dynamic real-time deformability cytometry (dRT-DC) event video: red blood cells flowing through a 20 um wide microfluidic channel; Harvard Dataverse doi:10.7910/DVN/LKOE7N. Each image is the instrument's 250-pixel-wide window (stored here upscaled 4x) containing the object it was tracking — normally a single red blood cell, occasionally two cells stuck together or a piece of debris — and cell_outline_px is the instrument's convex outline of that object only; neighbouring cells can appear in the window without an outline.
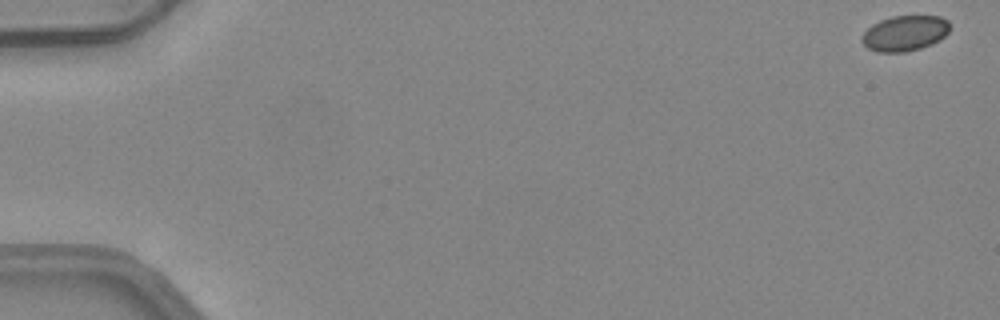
{"species": "common noctule bat (a hibernating species)", "species_latin": "Nyctalus noctula", "temperature_condition": "warm", "stored_images_in_passage": 51, "camera_frame_rate_fps": 3000, "um_per_image_px": 0.085, "animal": {"sex": "female", "body_mass_g": 24.6, "forearm_length_mm": 56.2}, "frame": {"image": 1, "passage_image": 1, "time_ms": 0.0, "image_size_px": [1000, 320], "cell_outline_px": [[948, 32], [940, 40], [932, 44], [920, 48], [904, 52], [876, 52], [868, 48], [860, 40], [860, 36], [872, 24], [880, 20], [892, 16], [940, 16], [948, 20]], "centroid_in_image_um": [76.88, 2.83], "position_along_channel_um": 8.1, "area_um2": 18.21}}
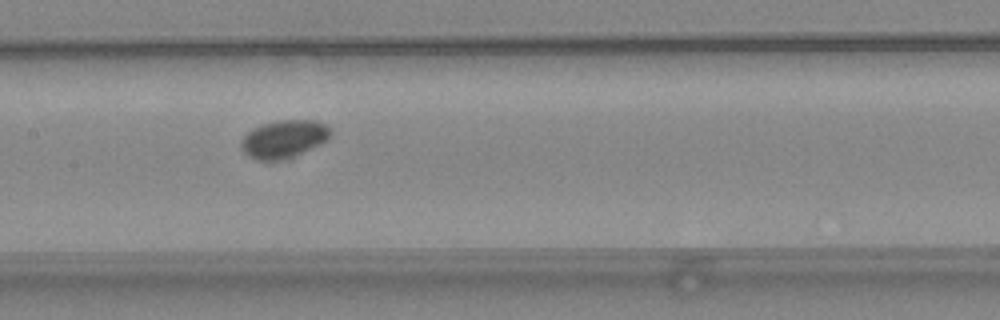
{"frame": {"image": 2, "passage_image": 26, "time_ms": 8.333, "image_size_px": [1000, 320], "cell_outline_px": [[332, 132], [320, 144], [292, 156], [280, 160], [256, 160], [248, 156], [240, 148], [240, 140], [252, 128], [276, 120], [312, 120], [324, 124]], "centroid_in_image_um": [24.06, 11.81], "position_along_channel_um": 183.3, "area_um2": 19.36}}
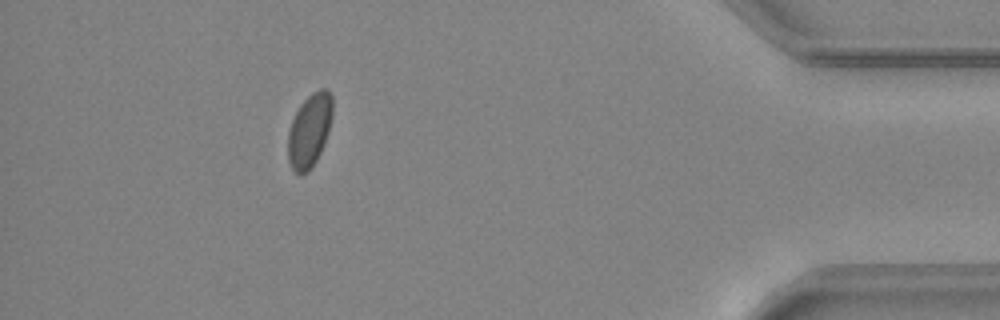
{"frame": {"image": 3, "passage_image": 46, "time_ms": 15.0, "image_size_px": [1000, 320], "cell_outline_px": [[332, 116], [328, 132], [324, 144], [316, 160], [308, 172], [300, 176], [292, 168], [288, 160], [288, 132], [292, 120], [300, 104], [312, 92], [320, 88], [328, 88], [332, 96]], "centroid_in_image_um": [26.31, 11.07], "position_along_channel_um": 408.9, "area_um2": 19.13}}